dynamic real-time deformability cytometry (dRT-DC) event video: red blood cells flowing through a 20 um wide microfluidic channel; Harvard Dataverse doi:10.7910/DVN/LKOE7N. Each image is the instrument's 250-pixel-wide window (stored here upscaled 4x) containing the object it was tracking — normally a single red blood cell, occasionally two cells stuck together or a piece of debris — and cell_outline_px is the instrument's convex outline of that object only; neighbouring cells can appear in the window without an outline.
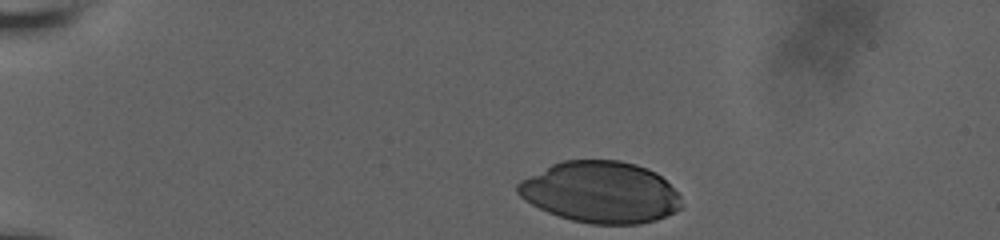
{"species": "human", "species_latin": "Homo sapiens", "temperature_condition": "room temperature", "stored_images_in_passage": 43, "camera_frame_rate_fps": 3000, "um_per_image_px": 0.085, "donor": {"sex": "male"}, "frame": {"image": 1, "passage_image": 1, "time_ms": 0.0, "image_size_px": [1000, 240], "cell_outline_px": [[684, 204], [676, 212], [656, 220], [640, 224], [592, 224], [572, 220], [548, 212], [524, 200], [516, 192], [516, 184], [520, 180], [552, 164], [564, 160], [620, 160], [636, 164], [648, 168], [656, 172], [680, 196]], "centroid_in_image_um": [51.05, 16.34], "position_along_channel_um": 33.9, "area_um2": 58.72}}